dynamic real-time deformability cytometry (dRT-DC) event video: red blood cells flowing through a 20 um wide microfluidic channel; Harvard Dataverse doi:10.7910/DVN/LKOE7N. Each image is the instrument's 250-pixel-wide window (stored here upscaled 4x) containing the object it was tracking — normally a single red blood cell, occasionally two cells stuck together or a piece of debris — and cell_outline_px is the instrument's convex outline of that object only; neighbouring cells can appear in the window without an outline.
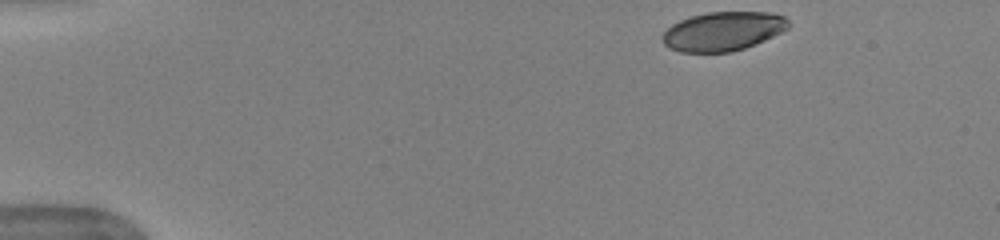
{"species": "human", "species_latin": "Homo sapiens", "temperature_condition": "warm", "stored_images_in_passage": 11, "camera_frame_rate_fps": 3000, "um_per_image_px": 0.085, "donor": {"sex": "female"}, "frame": {"image": 1, "passage_image": 1, "time_ms": 0.0, "image_size_px": [1000, 240], "cell_outline_px": [[788, 28], [756, 44], [732, 52], [680, 52], [668, 48], [664, 44], [660, 36], [672, 24], [680, 20], [692, 16], [708, 12], [772, 12], [784, 16], [788, 20]], "centroid_in_image_um": [61.43, 2.66], "position_along_channel_um": 23.6, "area_um2": 28.67}}